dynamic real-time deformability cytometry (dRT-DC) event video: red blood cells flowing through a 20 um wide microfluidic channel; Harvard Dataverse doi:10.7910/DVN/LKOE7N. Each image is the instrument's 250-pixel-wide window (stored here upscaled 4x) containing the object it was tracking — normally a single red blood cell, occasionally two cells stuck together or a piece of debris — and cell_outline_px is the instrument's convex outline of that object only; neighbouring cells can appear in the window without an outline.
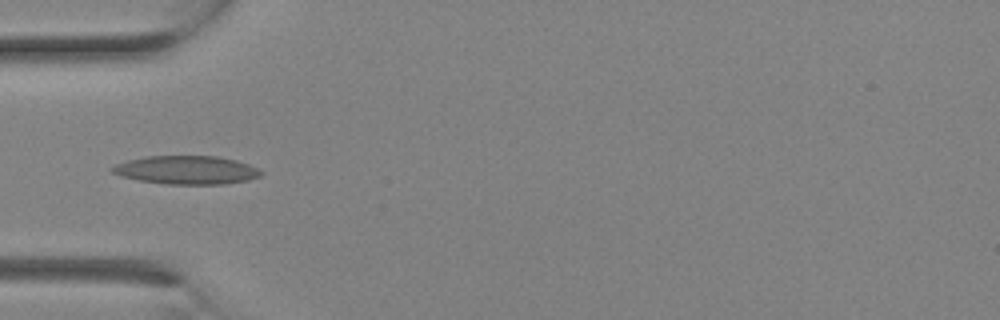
{"species": "Egyptian fruit bat (a non-hibernating species)", "species_latin": "Rousettus aegyptiacus", "temperature_condition": "room temperature", "stored_images_in_passage": 8, "camera_frame_rate_fps": 3000, "um_per_image_px": 0.085, "animal": {"sex": "female"}, "frame": {"image": 1, "passage_image": 7, "time_ms": 2.0, "image_size_px": [1000, 320], "cell_outline_px": [[264, 172], [260, 176], [248, 180], [224, 184], [168, 184], [140, 180], [120, 176], [112, 172], [112, 168], [116, 164], [128, 160], [144, 156], [216, 156], [236, 160], [248, 164]], "centroid_in_image_um": [15.87, 14.45], "position_along_channel_um": 69.1, "area_um2": 24.51}}